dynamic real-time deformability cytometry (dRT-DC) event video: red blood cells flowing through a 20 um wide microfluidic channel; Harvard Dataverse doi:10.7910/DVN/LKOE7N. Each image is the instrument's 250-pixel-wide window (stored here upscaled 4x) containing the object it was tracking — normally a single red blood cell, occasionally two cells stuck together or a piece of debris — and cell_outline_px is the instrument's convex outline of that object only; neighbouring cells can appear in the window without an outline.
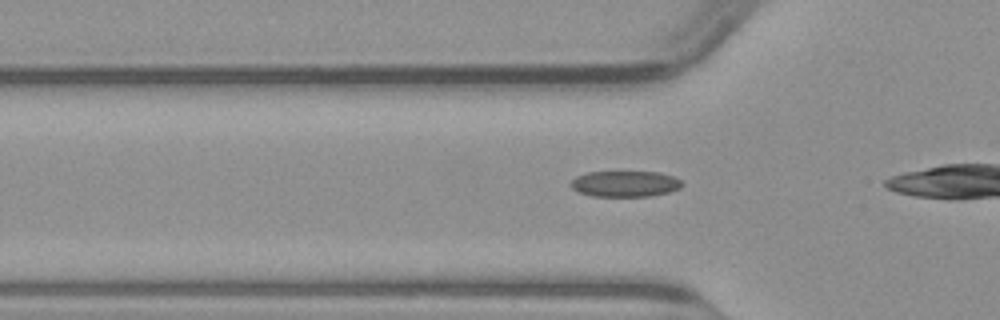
{"species": "common noctule bat (a hibernating species)", "species_latin": "Nyctalus noctula", "temperature_condition": "warm", "stored_images_in_passage": 25, "camera_frame_rate_fps": 3000, "um_per_image_px": 0.085, "animal": {"sex": "male", "body_mass_g": 23.1, "forearm_length_mm": 52.7}, "frame": {"image": 1, "passage_image": 11, "time_ms": 3.333, "image_size_px": [1000, 320], "cell_outline_px": [[684, 184], [680, 188], [668, 192], [648, 196], [592, 196], [580, 192], [572, 188], [572, 180], [576, 176], [588, 172], [656, 172], [672, 176], [680, 180]], "centroid_in_image_um": [53.14, 15.62], "position_along_channel_um": 72.7, "area_um2": 16.59}}
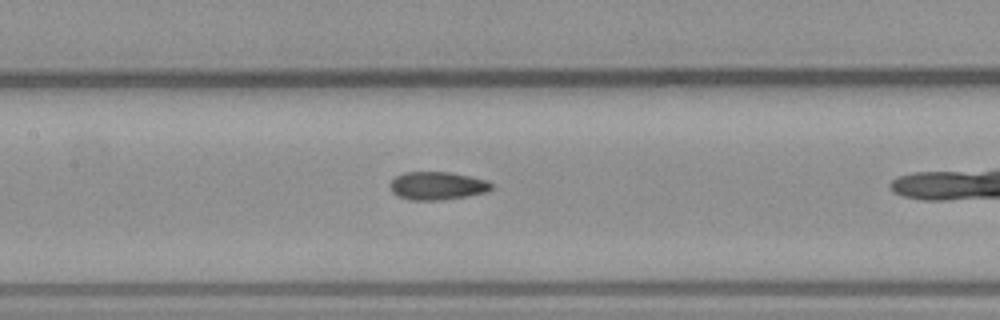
{"frame": {"image": 2, "passage_image": 18, "time_ms": 5.667, "image_size_px": [1000, 320], "cell_outline_px": [[492, 188], [488, 192], [468, 196], [440, 200], [408, 200], [396, 196], [392, 192], [392, 180], [396, 176], [404, 172], [448, 172], [488, 180], [492, 184]], "centroid_in_image_um": [37.18, 15.8], "position_along_channel_um": 170.2, "area_um2": 16.59}}
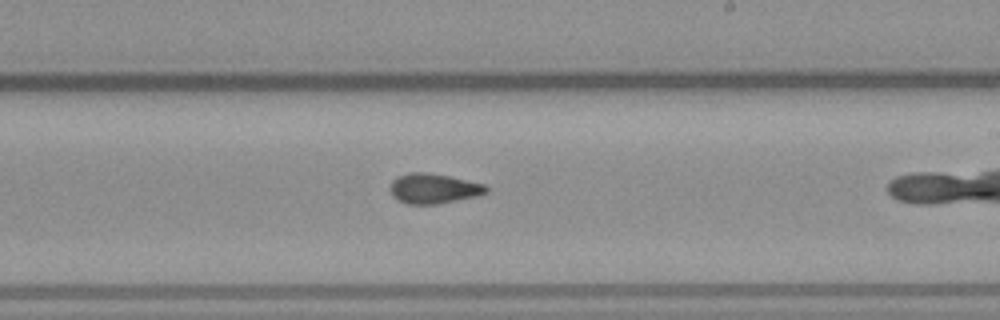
{"frame": {"image": 3, "passage_image": 24, "time_ms": 7.667, "image_size_px": [1000, 320], "cell_outline_px": [[488, 192], [476, 196], [436, 204], [408, 204], [396, 200], [392, 196], [392, 180], [396, 176], [412, 172], [428, 172], [448, 176], [484, 184], [488, 188]], "centroid_in_image_um": [36.84, 16.02], "position_along_channel_um": 252.2, "area_um2": 16.65}}